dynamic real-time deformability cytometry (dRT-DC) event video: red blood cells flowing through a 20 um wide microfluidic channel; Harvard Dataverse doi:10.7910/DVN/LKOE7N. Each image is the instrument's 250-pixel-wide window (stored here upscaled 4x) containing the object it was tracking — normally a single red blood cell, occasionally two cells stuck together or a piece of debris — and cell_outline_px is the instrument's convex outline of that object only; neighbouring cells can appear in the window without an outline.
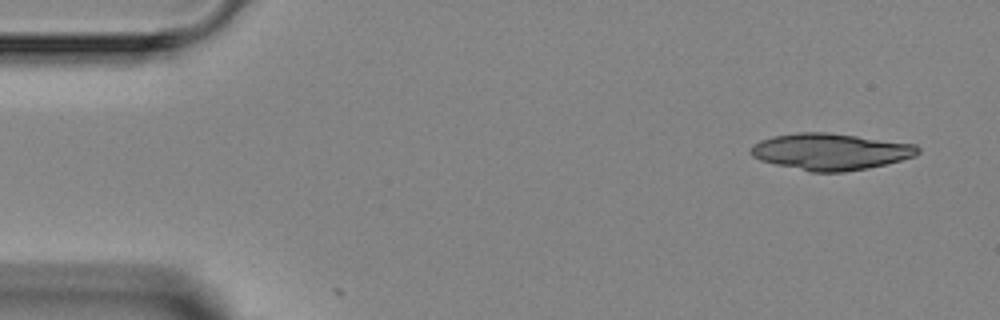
{"species": "Egyptian fruit bat (a non-hibernating species)", "species_latin": "Rousettus aegyptiacus", "temperature_condition": "room temperature", "stored_images_in_passage": 2, "camera_frame_rate_fps": 3000, "um_per_image_px": 0.085, "animal": {"sex": "female"}, "frame": {"image": 1, "passage_image": 1, "time_ms": 0.0, "image_size_px": [1000, 320], "cell_outline_px": [[920, 152], [916, 156], [868, 168], [844, 172], [812, 172], [776, 164], [760, 160], [752, 156], [748, 152], [760, 140], [772, 136], [800, 132], [828, 132], [916, 144], [920, 148]], "centroid_in_image_um": [70.61, 12.88], "position_along_channel_um": 14.4, "area_um2": 35.49}}